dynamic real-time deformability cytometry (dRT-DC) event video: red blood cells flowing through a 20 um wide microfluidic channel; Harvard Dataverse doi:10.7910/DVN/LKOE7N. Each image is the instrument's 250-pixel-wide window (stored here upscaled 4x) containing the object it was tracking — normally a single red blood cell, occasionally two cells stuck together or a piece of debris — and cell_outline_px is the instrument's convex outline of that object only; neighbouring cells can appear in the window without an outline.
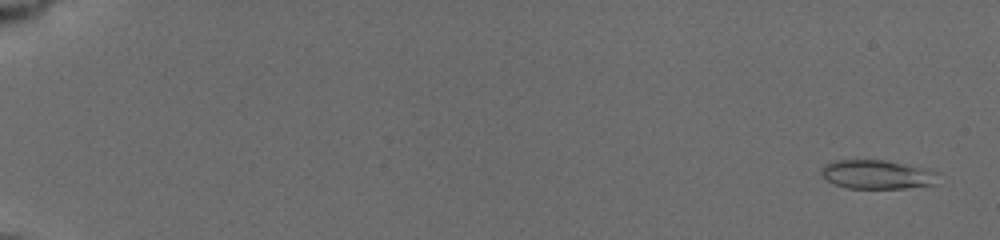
{"species": "common noctule bat (a hibernating species)", "species_latin": "Nyctalus noctula", "temperature_condition": "cold", "stored_images_in_passage": 10, "camera_frame_rate_fps": 3000, "um_per_image_px": 0.085, "animal": {"sex": "female", "body_mass_g": 19.5, "forearm_length_mm": 54.1}, "frame": {"image": 1, "passage_image": 1, "time_ms": 0.0, "image_size_px": [1000, 240], "cell_outline_px": [[936, 172], [932, 184], [904, 188], [848, 188], [836, 184], [828, 180], [820, 172], [828, 164], [836, 160], [880, 160], [924, 168]], "centroid_in_image_um": [74.5, 14.83], "position_along_channel_um": 10.5, "area_um2": 18.84}}
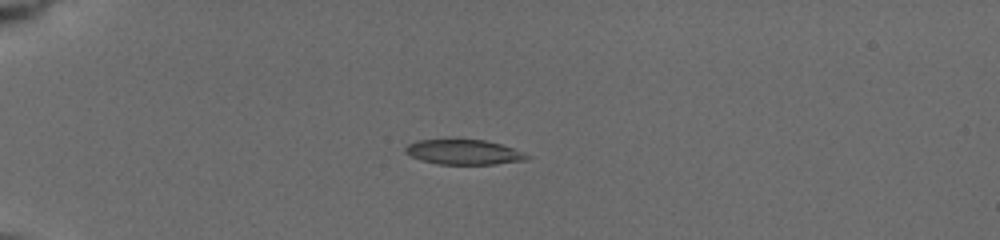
{"frame": {"image": 2, "passage_image": 7, "time_ms": 4.667, "image_size_px": [1000, 240], "cell_outline_px": [[528, 156], [524, 160], [496, 164], [440, 164], [420, 160], [404, 152], [404, 148], [408, 144], [420, 140], [484, 140], [500, 144], [524, 152]], "centroid_in_image_um": [39.39, 12.93], "position_along_channel_um": 45.6, "area_um2": 17.34}}
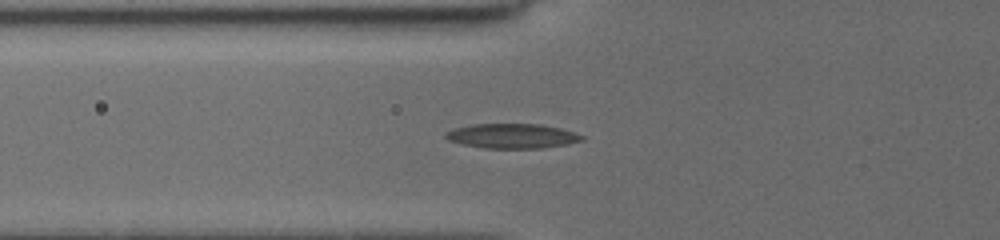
{"frame": {"image": 3, "passage_image": 10, "time_ms": 6.667, "image_size_px": [1000, 240], "cell_outline_px": [[584, 140], [568, 144], [540, 148], [484, 148], [464, 144], [448, 140], [444, 136], [448, 132], [456, 128], [472, 124], [540, 124], [560, 128], [584, 136]], "centroid_in_image_um": [43.56, 11.56], "position_along_channel_um": 82.2, "area_um2": 19.36}}